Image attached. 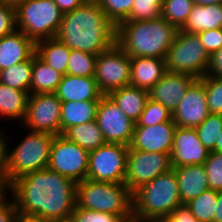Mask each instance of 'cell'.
<instances>
[{
	"instance_id": "1",
	"label": "cell",
	"mask_w": 222,
	"mask_h": 222,
	"mask_svg": "<svg viewBox=\"0 0 222 222\" xmlns=\"http://www.w3.org/2000/svg\"><path fill=\"white\" fill-rule=\"evenodd\" d=\"M77 183L48 167L28 173L10 184L19 216L48 220L70 219L76 206Z\"/></svg>"
},
{
	"instance_id": "2",
	"label": "cell",
	"mask_w": 222,
	"mask_h": 222,
	"mask_svg": "<svg viewBox=\"0 0 222 222\" xmlns=\"http://www.w3.org/2000/svg\"><path fill=\"white\" fill-rule=\"evenodd\" d=\"M56 38L71 50L98 55L116 43V26L94 0L63 14Z\"/></svg>"
},
{
	"instance_id": "3",
	"label": "cell",
	"mask_w": 222,
	"mask_h": 222,
	"mask_svg": "<svg viewBox=\"0 0 222 222\" xmlns=\"http://www.w3.org/2000/svg\"><path fill=\"white\" fill-rule=\"evenodd\" d=\"M178 29L163 17L146 21H123L116 27V44L130 58L166 59Z\"/></svg>"
},
{
	"instance_id": "4",
	"label": "cell",
	"mask_w": 222,
	"mask_h": 222,
	"mask_svg": "<svg viewBox=\"0 0 222 222\" xmlns=\"http://www.w3.org/2000/svg\"><path fill=\"white\" fill-rule=\"evenodd\" d=\"M132 197L133 217L142 222H156L182 205L173 169L137 188Z\"/></svg>"
},
{
	"instance_id": "5",
	"label": "cell",
	"mask_w": 222,
	"mask_h": 222,
	"mask_svg": "<svg viewBox=\"0 0 222 222\" xmlns=\"http://www.w3.org/2000/svg\"><path fill=\"white\" fill-rule=\"evenodd\" d=\"M76 206L118 215L123 221L133 218L132 192L125 183L98 182L90 179L78 182Z\"/></svg>"
},
{
	"instance_id": "6",
	"label": "cell",
	"mask_w": 222,
	"mask_h": 222,
	"mask_svg": "<svg viewBox=\"0 0 222 222\" xmlns=\"http://www.w3.org/2000/svg\"><path fill=\"white\" fill-rule=\"evenodd\" d=\"M54 137L47 132L29 130L23 140L9 152L6 177L10 184L23 175L48 167Z\"/></svg>"
},
{
	"instance_id": "7",
	"label": "cell",
	"mask_w": 222,
	"mask_h": 222,
	"mask_svg": "<svg viewBox=\"0 0 222 222\" xmlns=\"http://www.w3.org/2000/svg\"><path fill=\"white\" fill-rule=\"evenodd\" d=\"M15 11L17 29L34 43L56 37L63 13L53 0H27Z\"/></svg>"
},
{
	"instance_id": "8",
	"label": "cell",
	"mask_w": 222,
	"mask_h": 222,
	"mask_svg": "<svg viewBox=\"0 0 222 222\" xmlns=\"http://www.w3.org/2000/svg\"><path fill=\"white\" fill-rule=\"evenodd\" d=\"M167 71L189 74L200 79L207 74L210 56L199 35L178 30L166 56Z\"/></svg>"
},
{
	"instance_id": "9",
	"label": "cell",
	"mask_w": 222,
	"mask_h": 222,
	"mask_svg": "<svg viewBox=\"0 0 222 222\" xmlns=\"http://www.w3.org/2000/svg\"><path fill=\"white\" fill-rule=\"evenodd\" d=\"M129 146L106 143L88 154L87 179L124 183Z\"/></svg>"
},
{
	"instance_id": "10",
	"label": "cell",
	"mask_w": 222,
	"mask_h": 222,
	"mask_svg": "<svg viewBox=\"0 0 222 222\" xmlns=\"http://www.w3.org/2000/svg\"><path fill=\"white\" fill-rule=\"evenodd\" d=\"M130 77L131 58L116 43L97 55L94 78L104 95L130 85Z\"/></svg>"
},
{
	"instance_id": "11",
	"label": "cell",
	"mask_w": 222,
	"mask_h": 222,
	"mask_svg": "<svg viewBox=\"0 0 222 222\" xmlns=\"http://www.w3.org/2000/svg\"><path fill=\"white\" fill-rule=\"evenodd\" d=\"M89 152L63 135H55L48 168L76 183L87 179Z\"/></svg>"
},
{
	"instance_id": "12",
	"label": "cell",
	"mask_w": 222,
	"mask_h": 222,
	"mask_svg": "<svg viewBox=\"0 0 222 222\" xmlns=\"http://www.w3.org/2000/svg\"><path fill=\"white\" fill-rule=\"evenodd\" d=\"M172 169L168 153L129 150L124 183L133 193L137 188Z\"/></svg>"
},
{
	"instance_id": "13",
	"label": "cell",
	"mask_w": 222,
	"mask_h": 222,
	"mask_svg": "<svg viewBox=\"0 0 222 222\" xmlns=\"http://www.w3.org/2000/svg\"><path fill=\"white\" fill-rule=\"evenodd\" d=\"M61 105L55 93L29 94L23 124L30 131L60 135Z\"/></svg>"
},
{
	"instance_id": "14",
	"label": "cell",
	"mask_w": 222,
	"mask_h": 222,
	"mask_svg": "<svg viewBox=\"0 0 222 222\" xmlns=\"http://www.w3.org/2000/svg\"><path fill=\"white\" fill-rule=\"evenodd\" d=\"M96 121L106 143L130 145L135 123L108 95H103L99 100Z\"/></svg>"
},
{
	"instance_id": "15",
	"label": "cell",
	"mask_w": 222,
	"mask_h": 222,
	"mask_svg": "<svg viewBox=\"0 0 222 222\" xmlns=\"http://www.w3.org/2000/svg\"><path fill=\"white\" fill-rule=\"evenodd\" d=\"M209 114L204 84L196 79L179 102L172 120L177 127L196 128Z\"/></svg>"
},
{
	"instance_id": "16",
	"label": "cell",
	"mask_w": 222,
	"mask_h": 222,
	"mask_svg": "<svg viewBox=\"0 0 222 222\" xmlns=\"http://www.w3.org/2000/svg\"><path fill=\"white\" fill-rule=\"evenodd\" d=\"M176 128L172 119L148 127L134 126L129 150L171 154Z\"/></svg>"
},
{
	"instance_id": "17",
	"label": "cell",
	"mask_w": 222,
	"mask_h": 222,
	"mask_svg": "<svg viewBox=\"0 0 222 222\" xmlns=\"http://www.w3.org/2000/svg\"><path fill=\"white\" fill-rule=\"evenodd\" d=\"M210 151L200 141L195 128L177 127L171 150L172 167L202 165Z\"/></svg>"
},
{
	"instance_id": "18",
	"label": "cell",
	"mask_w": 222,
	"mask_h": 222,
	"mask_svg": "<svg viewBox=\"0 0 222 222\" xmlns=\"http://www.w3.org/2000/svg\"><path fill=\"white\" fill-rule=\"evenodd\" d=\"M195 80L196 78L189 74L167 71L148 91L149 99L161 103L173 114L187 89Z\"/></svg>"
},
{
	"instance_id": "19",
	"label": "cell",
	"mask_w": 222,
	"mask_h": 222,
	"mask_svg": "<svg viewBox=\"0 0 222 222\" xmlns=\"http://www.w3.org/2000/svg\"><path fill=\"white\" fill-rule=\"evenodd\" d=\"M61 102L99 101L104 95L94 77L65 74L54 92Z\"/></svg>"
},
{
	"instance_id": "20",
	"label": "cell",
	"mask_w": 222,
	"mask_h": 222,
	"mask_svg": "<svg viewBox=\"0 0 222 222\" xmlns=\"http://www.w3.org/2000/svg\"><path fill=\"white\" fill-rule=\"evenodd\" d=\"M35 54V43L16 29L0 38V71L29 60Z\"/></svg>"
},
{
	"instance_id": "21",
	"label": "cell",
	"mask_w": 222,
	"mask_h": 222,
	"mask_svg": "<svg viewBox=\"0 0 222 222\" xmlns=\"http://www.w3.org/2000/svg\"><path fill=\"white\" fill-rule=\"evenodd\" d=\"M166 72L165 59L133 57L131 58L130 85L149 91Z\"/></svg>"
},
{
	"instance_id": "22",
	"label": "cell",
	"mask_w": 222,
	"mask_h": 222,
	"mask_svg": "<svg viewBox=\"0 0 222 222\" xmlns=\"http://www.w3.org/2000/svg\"><path fill=\"white\" fill-rule=\"evenodd\" d=\"M175 171L182 204L209 189L204 165L172 167Z\"/></svg>"
},
{
	"instance_id": "23",
	"label": "cell",
	"mask_w": 222,
	"mask_h": 222,
	"mask_svg": "<svg viewBox=\"0 0 222 222\" xmlns=\"http://www.w3.org/2000/svg\"><path fill=\"white\" fill-rule=\"evenodd\" d=\"M107 95L134 123L139 119L149 99L147 90L132 85L112 90Z\"/></svg>"
},
{
	"instance_id": "24",
	"label": "cell",
	"mask_w": 222,
	"mask_h": 222,
	"mask_svg": "<svg viewBox=\"0 0 222 222\" xmlns=\"http://www.w3.org/2000/svg\"><path fill=\"white\" fill-rule=\"evenodd\" d=\"M222 28V4H194L182 31L192 34Z\"/></svg>"
},
{
	"instance_id": "25",
	"label": "cell",
	"mask_w": 222,
	"mask_h": 222,
	"mask_svg": "<svg viewBox=\"0 0 222 222\" xmlns=\"http://www.w3.org/2000/svg\"><path fill=\"white\" fill-rule=\"evenodd\" d=\"M99 101L62 102L60 135L69 128L96 120Z\"/></svg>"
},
{
	"instance_id": "26",
	"label": "cell",
	"mask_w": 222,
	"mask_h": 222,
	"mask_svg": "<svg viewBox=\"0 0 222 222\" xmlns=\"http://www.w3.org/2000/svg\"><path fill=\"white\" fill-rule=\"evenodd\" d=\"M71 49L56 37L35 43V54L46 65L61 73L67 74Z\"/></svg>"
},
{
	"instance_id": "27",
	"label": "cell",
	"mask_w": 222,
	"mask_h": 222,
	"mask_svg": "<svg viewBox=\"0 0 222 222\" xmlns=\"http://www.w3.org/2000/svg\"><path fill=\"white\" fill-rule=\"evenodd\" d=\"M29 93L14 89L0 82V115L11 120H20L23 123Z\"/></svg>"
},
{
	"instance_id": "28",
	"label": "cell",
	"mask_w": 222,
	"mask_h": 222,
	"mask_svg": "<svg viewBox=\"0 0 222 222\" xmlns=\"http://www.w3.org/2000/svg\"><path fill=\"white\" fill-rule=\"evenodd\" d=\"M63 75L33 55L30 94L54 93Z\"/></svg>"
},
{
	"instance_id": "29",
	"label": "cell",
	"mask_w": 222,
	"mask_h": 222,
	"mask_svg": "<svg viewBox=\"0 0 222 222\" xmlns=\"http://www.w3.org/2000/svg\"><path fill=\"white\" fill-rule=\"evenodd\" d=\"M63 136L69 141L77 143L88 152L106 144L96 120L81 125H75L69 128Z\"/></svg>"
},
{
	"instance_id": "30",
	"label": "cell",
	"mask_w": 222,
	"mask_h": 222,
	"mask_svg": "<svg viewBox=\"0 0 222 222\" xmlns=\"http://www.w3.org/2000/svg\"><path fill=\"white\" fill-rule=\"evenodd\" d=\"M33 56L24 62L0 71V82L17 90L30 94L32 80Z\"/></svg>"
},
{
	"instance_id": "31",
	"label": "cell",
	"mask_w": 222,
	"mask_h": 222,
	"mask_svg": "<svg viewBox=\"0 0 222 222\" xmlns=\"http://www.w3.org/2000/svg\"><path fill=\"white\" fill-rule=\"evenodd\" d=\"M217 199L218 191L207 189L184 205L191 211L198 222H213Z\"/></svg>"
},
{
	"instance_id": "32",
	"label": "cell",
	"mask_w": 222,
	"mask_h": 222,
	"mask_svg": "<svg viewBox=\"0 0 222 222\" xmlns=\"http://www.w3.org/2000/svg\"><path fill=\"white\" fill-rule=\"evenodd\" d=\"M194 4V0H164L161 17L180 30L187 22Z\"/></svg>"
},
{
	"instance_id": "33",
	"label": "cell",
	"mask_w": 222,
	"mask_h": 222,
	"mask_svg": "<svg viewBox=\"0 0 222 222\" xmlns=\"http://www.w3.org/2000/svg\"><path fill=\"white\" fill-rule=\"evenodd\" d=\"M96 59V54L80 50H71L67 74L79 77H94Z\"/></svg>"
},
{
	"instance_id": "34",
	"label": "cell",
	"mask_w": 222,
	"mask_h": 222,
	"mask_svg": "<svg viewBox=\"0 0 222 222\" xmlns=\"http://www.w3.org/2000/svg\"><path fill=\"white\" fill-rule=\"evenodd\" d=\"M195 129L203 145L209 151H212L215 148V142L222 130V114L210 113Z\"/></svg>"
},
{
	"instance_id": "35",
	"label": "cell",
	"mask_w": 222,
	"mask_h": 222,
	"mask_svg": "<svg viewBox=\"0 0 222 222\" xmlns=\"http://www.w3.org/2000/svg\"><path fill=\"white\" fill-rule=\"evenodd\" d=\"M172 119L171 112L161 103L148 99L144 111L134 126H153L169 122Z\"/></svg>"
},
{
	"instance_id": "36",
	"label": "cell",
	"mask_w": 222,
	"mask_h": 222,
	"mask_svg": "<svg viewBox=\"0 0 222 222\" xmlns=\"http://www.w3.org/2000/svg\"><path fill=\"white\" fill-rule=\"evenodd\" d=\"M117 27L130 15L134 0H94Z\"/></svg>"
},
{
	"instance_id": "37",
	"label": "cell",
	"mask_w": 222,
	"mask_h": 222,
	"mask_svg": "<svg viewBox=\"0 0 222 222\" xmlns=\"http://www.w3.org/2000/svg\"><path fill=\"white\" fill-rule=\"evenodd\" d=\"M199 80L205 87L209 112L211 114H222V77L206 74Z\"/></svg>"
},
{
	"instance_id": "38",
	"label": "cell",
	"mask_w": 222,
	"mask_h": 222,
	"mask_svg": "<svg viewBox=\"0 0 222 222\" xmlns=\"http://www.w3.org/2000/svg\"><path fill=\"white\" fill-rule=\"evenodd\" d=\"M164 0H134L130 15L125 21H146L159 18Z\"/></svg>"
},
{
	"instance_id": "39",
	"label": "cell",
	"mask_w": 222,
	"mask_h": 222,
	"mask_svg": "<svg viewBox=\"0 0 222 222\" xmlns=\"http://www.w3.org/2000/svg\"><path fill=\"white\" fill-rule=\"evenodd\" d=\"M209 189L222 190V152L210 151L209 156L203 164Z\"/></svg>"
},
{
	"instance_id": "40",
	"label": "cell",
	"mask_w": 222,
	"mask_h": 222,
	"mask_svg": "<svg viewBox=\"0 0 222 222\" xmlns=\"http://www.w3.org/2000/svg\"><path fill=\"white\" fill-rule=\"evenodd\" d=\"M72 222H123L118 216L75 206L70 217Z\"/></svg>"
},
{
	"instance_id": "41",
	"label": "cell",
	"mask_w": 222,
	"mask_h": 222,
	"mask_svg": "<svg viewBox=\"0 0 222 222\" xmlns=\"http://www.w3.org/2000/svg\"><path fill=\"white\" fill-rule=\"evenodd\" d=\"M17 29L15 7L0 3V38Z\"/></svg>"
},
{
	"instance_id": "42",
	"label": "cell",
	"mask_w": 222,
	"mask_h": 222,
	"mask_svg": "<svg viewBox=\"0 0 222 222\" xmlns=\"http://www.w3.org/2000/svg\"><path fill=\"white\" fill-rule=\"evenodd\" d=\"M198 35L209 56L222 48V28L206 30Z\"/></svg>"
},
{
	"instance_id": "43",
	"label": "cell",
	"mask_w": 222,
	"mask_h": 222,
	"mask_svg": "<svg viewBox=\"0 0 222 222\" xmlns=\"http://www.w3.org/2000/svg\"><path fill=\"white\" fill-rule=\"evenodd\" d=\"M0 201V222H19V213L11 196Z\"/></svg>"
},
{
	"instance_id": "44",
	"label": "cell",
	"mask_w": 222,
	"mask_h": 222,
	"mask_svg": "<svg viewBox=\"0 0 222 222\" xmlns=\"http://www.w3.org/2000/svg\"><path fill=\"white\" fill-rule=\"evenodd\" d=\"M156 222H198L191 211L182 204L176 207L172 213L166 217H163Z\"/></svg>"
},
{
	"instance_id": "45",
	"label": "cell",
	"mask_w": 222,
	"mask_h": 222,
	"mask_svg": "<svg viewBox=\"0 0 222 222\" xmlns=\"http://www.w3.org/2000/svg\"><path fill=\"white\" fill-rule=\"evenodd\" d=\"M207 75L222 77V48L210 56Z\"/></svg>"
},
{
	"instance_id": "46",
	"label": "cell",
	"mask_w": 222,
	"mask_h": 222,
	"mask_svg": "<svg viewBox=\"0 0 222 222\" xmlns=\"http://www.w3.org/2000/svg\"><path fill=\"white\" fill-rule=\"evenodd\" d=\"M7 136L4 135V132L0 128V172H4L6 174V168L8 164V155L10 149H8V141Z\"/></svg>"
},
{
	"instance_id": "47",
	"label": "cell",
	"mask_w": 222,
	"mask_h": 222,
	"mask_svg": "<svg viewBox=\"0 0 222 222\" xmlns=\"http://www.w3.org/2000/svg\"><path fill=\"white\" fill-rule=\"evenodd\" d=\"M63 14L78 8L86 0H53Z\"/></svg>"
},
{
	"instance_id": "48",
	"label": "cell",
	"mask_w": 222,
	"mask_h": 222,
	"mask_svg": "<svg viewBox=\"0 0 222 222\" xmlns=\"http://www.w3.org/2000/svg\"><path fill=\"white\" fill-rule=\"evenodd\" d=\"M7 192H10V183L7 180L6 174L0 172V201L7 197Z\"/></svg>"
},
{
	"instance_id": "49",
	"label": "cell",
	"mask_w": 222,
	"mask_h": 222,
	"mask_svg": "<svg viewBox=\"0 0 222 222\" xmlns=\"http://www.w3.org/2000/svg\"><path fill=\"white\" fill-rule=\"evenodd\" d=\"M216 204L217 206L214 213L213 222H222V190L218 191V199Z\"/></svg>"
},
{
	"instance_id": "50",
	"label": "cell",
	"mask_w": 222,
	"mask_h": 222,
	"mask_svg": "<svg viewBox=\"0 0 222 222\" xmlns=\"http://www.w3.org/2000/svg\"><path fill=\"white\" fill-rule=\"evenodd\" d=\"M19 222H56V221L44 218H37L33 216H20Z\"/></svg>"
},
{
	"instance_id": "51",
	"label": "cell",
	"mask_w": 222,
	"mask_h": 222,
	"mask_svg": "<svg viewBox=\"0 0 222 222\" xmlns=\"http://www.w3.org/2000/svg\"><path fill=\"white\" fill-rule=\"evenodd\" d=\"M27 0H0V3L10 5L12 7H17L19 4L26 2Z\"/></svg>"
},
{
	"instance_id": "52",
	"label": "cell",
	"mask_w": 222,
	"mask_h": 222,
	"mask_svg": "<svg viewBox=\"0 0 222 222\" xmlns=\"http://www.w3.org/2000/svg\"><path fill=\"white\" fill-rule=\"evenodd\" d=\"M194 2L199 5L222 4V0H194Z\"/></svg>"
},
{
	"instance_id": "53",
	"label": "cell",
	"mask_w": 222,
	"mask_h": 222,
	"mask_svg": "<svg viewBox=\"0 0 222 222\" xmlns=\"http://www.w3.org/2000/svg\"><path fill=\"white\" fill-rule=\"evenodd\" d=\"M212 151L222 152V130L215 142V148Z\"/></svg>"
},
{
	"instance_id": "54",
	"label": "cell",
	"mask_w": 222,
	"mask_h": 222,
	"mask_svg": "<svg viewBox=\"0 0 222 222\" xmlns=\"http://www.w3.org/2000/svg\"><path fill=\"white\" fill-rule=\"evenodd\" d=\"M123 222H142V221H140V220H138V219H136V218H131V219H128V220H125V221H123Z\"/></svg>"
},
{
	"instance_id": "55",
	"label": "cell",
	"mask_w": 222,
	"mask_h": 222,
	"mask_svg": "<svg viewBox=\"0 0 222 222\" xmlns=\"http://www.w3.org/2000/svg\"><path fill=\"white\" fill-rule=\"evenodd\" d=\"M56 222H72L71 219H67V220H61V221H56Z\"/></svg>"
}]
</instances>
